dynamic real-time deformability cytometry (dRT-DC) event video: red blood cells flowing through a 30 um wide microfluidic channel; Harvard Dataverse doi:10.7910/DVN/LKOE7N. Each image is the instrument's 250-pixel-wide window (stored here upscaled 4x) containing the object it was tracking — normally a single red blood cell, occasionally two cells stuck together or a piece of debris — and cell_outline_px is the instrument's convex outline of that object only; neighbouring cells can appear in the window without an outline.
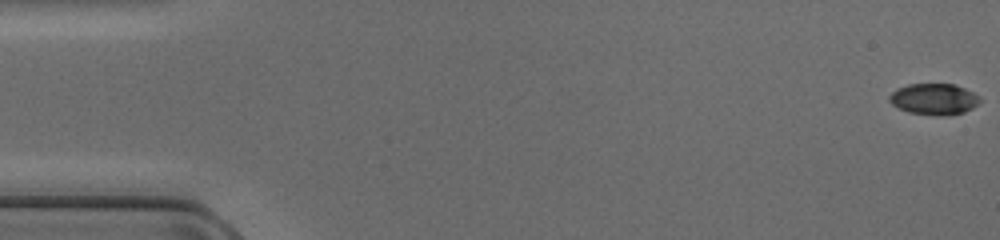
{"species": "common noctule bat (a hibernating species)", "species_latin": "Nyctalus noctula", "temperature_condition": "cold", "stored_images_in_passage": 48, "camera_frame_rate_fps": 3000, "um_per_image_px": 0.085, "animal": {"sex": "female", "body_mass_g": 17.0, "forearm_length_mm": 48.0}, "frame": {"image": 1, "passage_image": 1, "time_ms": 0.0, "image_size_px": [1000, 240], "cell_outline_px": [[980, 100], [972, 108], [964, 112], [948, 116], [940, 116], [908, 112], [892, 104], [888, 100], [888, 96], [896, 88], [908, 84], [956, 84], [980, 96]], "centroid_in_image_um": [79.37, 8.42], "position_along_channel_um": 5.6, "area_um2": 16.53}}
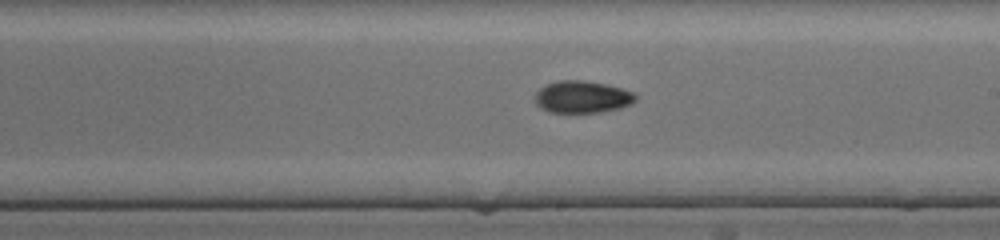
{"frame": {"image": 2, "passage_image": 28, "time_ms": 9.0, "image_size_px": [1000, 240], "cell_outline_px": [[636, 100], [632, 104], [620, 108], [596, 112], [548, 112], [540, 108], [536, 104], [532, 96], [544, 84], [556, 80], [584, 80], [604, 84], [620, 88], [632, 92], [636, 96]], "centroid_in_image_um": [49.42, 8.23], "position_along_channel_um": 239.6, "area_um2": 18.96}}
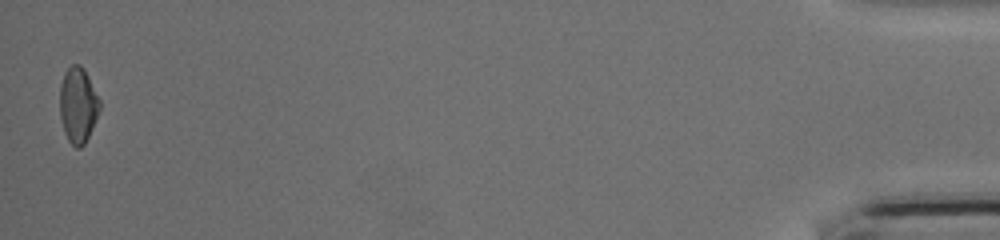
{"frame": {"image": 3, "passage_image": 48, "time_ms": 15.667, "image_size_px": [1000, 240], "cell_outline_px": [[100, 108], [92, 128], [84, 144], [80, 148], [76, 148], [68, 140], [64, 132], [60, 116], [60, 84], [64, 72], [72, 64], [80, 64], [84, 68], [100, 100]], "centroid_in_image_um": [6.62, 8.91], "position_along_channel_um": 428.6, "area_um2": 17.51}}